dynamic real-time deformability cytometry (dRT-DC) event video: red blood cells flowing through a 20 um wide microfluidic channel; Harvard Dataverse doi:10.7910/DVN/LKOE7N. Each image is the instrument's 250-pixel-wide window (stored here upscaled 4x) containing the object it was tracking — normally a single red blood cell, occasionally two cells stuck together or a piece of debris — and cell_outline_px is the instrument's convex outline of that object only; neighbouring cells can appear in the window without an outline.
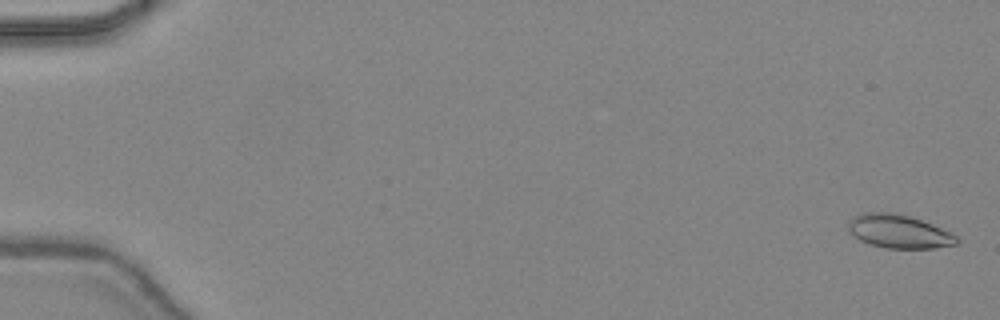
{"species": "common noctule bat (a hibernating species)", "species_latin": "Nyctalus noctula", "temperature_condition": "warm", "stored_images_in_passage": 48, "camera_frame_rate_fps": 3000, "um_per_image_px": 0.085, "animal": {"sex": "female", "body_mass_g": 24.6, "forearm_length_mm": 56.2}, "frame": {"image": 1, "passage_image": 2, "time_ms": 0.333, "image_size_px": [1000, 320], "cell_outline_px": [[960, 240], [956, 244], [936, 248], [884, 248], [860, 240], [848, 232], [848, 220], [852, 216], [860, 212], [888, 212], [908, 216], [932, 224], [952, 232]], "centroid_in_image_um": [76.38, 19.67], "position_along_channel_um": 8.6, "area_um2": 21.27}}
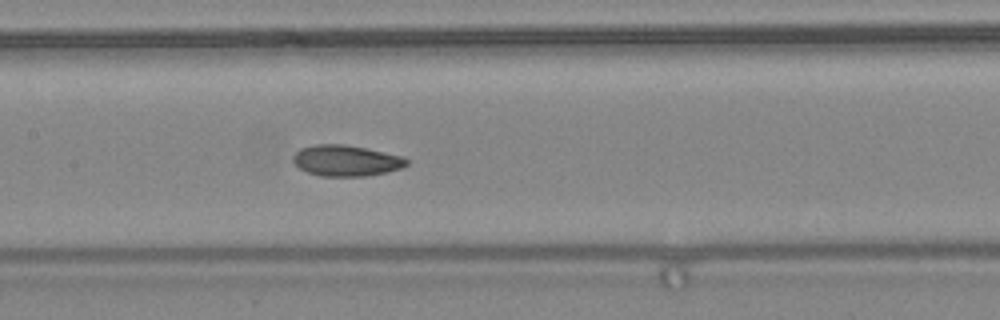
{"frame": {"image": 2, "passage_image": 25, "time_ms": 8.0, "image_size_px": [1000, 320], "cell_outline_px": [[408, 164], [404, 168], [388, 172], [364, 176], [320, 176], [308, 172], [300, 168], [292, 160], [292, 156], [300, 148], [316, 144], [344, 144], [404, 156], [408, 160]], "centroid_in_image_um": [29.44, 13.65], "position_along_channel_um": 178.0, "area_um2": 20.58}}
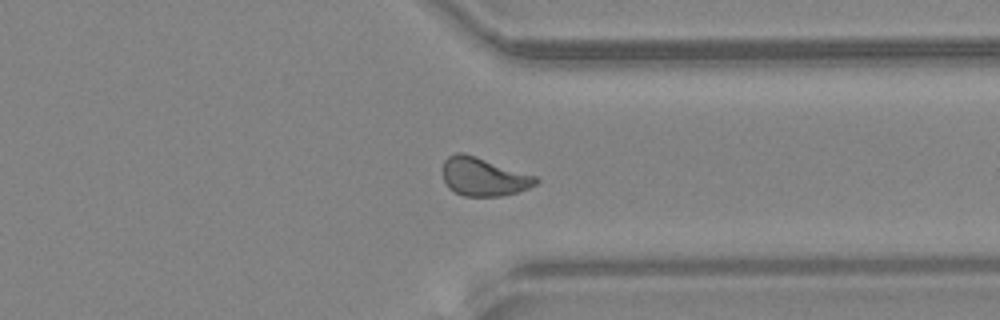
{"frame": {"image": 3, "passage_image": 38, "time_ms": 12.333, "image_size_px": [1000, 320], "cell_outline_px": [[540, 180], [536, 184], [528, 188], [516, 192], [500, 196], [464, 196], [448, 188], [440, 172], [444, 160], [448, 156], [456, 152], [464, 152], [536, 176]], "centroid_in_image_um": [41.05, 15.01], "position_along_channel_um": 370.3, "area_um2": 20.98}, "authors_computed_cell_mechanics": {"area_um2": 20.5768, "velocity_mm_per_s": 4.4586, "shape_relaxation_time_tau1_ms": 5.8885, "shape_relaxation_time_tau2_ms": 2.0144, "deformation_change_tau1": 0.1497, "deformation_change_tau2": 0.0656}}